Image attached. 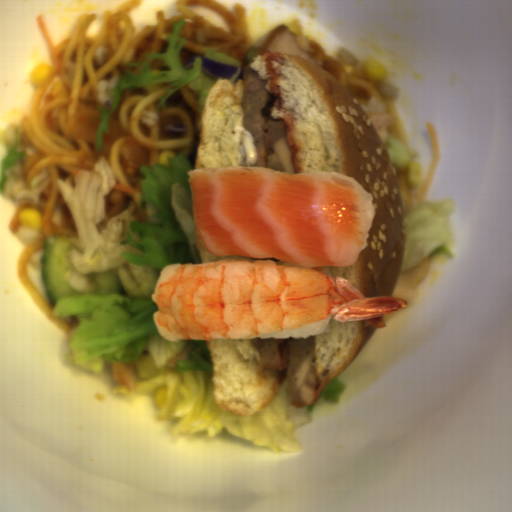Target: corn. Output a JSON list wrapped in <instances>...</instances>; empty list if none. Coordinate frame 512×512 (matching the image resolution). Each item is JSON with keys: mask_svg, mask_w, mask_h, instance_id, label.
I'll list each match as a JSON object with an SVG mask.
<instances>
[{"mask_svg": "<svg viewBox=\"0 0 512 512\" xmlns=\"http://www.w3.org/2000/svg\"><path fill=\"white\" fill-rule=\"evenodd\" d=\"M360 69L367 79L372 82H379L387 79L389 73L382 62L365 60L360 64Z\"/></svg>", "mask_w": 512, "mask_h": 512, "instance_id": "corn-1", "label": "corn"}, {"mask_svg": "<svg viewBox=\"0 0 512 512\" xmlns=\"http://www.w3.org/2000/svg\"><path fill=\"white\" fill-rule=\"evenodd\" d=\"M21 226L29 231H40L42 229V218L40 210L35 208L23 209L19 215Z\"/></svg>", "mask_w": 512, "mask_h": 512, "instance_id": "corn-2", "label": "corn"}, {"mask_svg": "<svg viewBox=\"0 0 512 512\" xmlns=\"http://www.w3.org/2000/svg\"><path fill=\"white\" fill-rule=\"evenodd\" d=\"M50 72L51 66L49 63L42 61L30 71L28 79L31 85L39 87V85L49 76Z\"/></svg>", "mask_w": 512, "mask_h": 512, "instance_id": "corn-3", "label": "corn"}, {"mask_svg": "<svg viewBox=\"0 0 512 512\" xmlns=\"http://www.w3.org/2000/svg\"><path fill=\"white\" fill-rule=\"evenodd\" d=\"M407 182L410 187H418L420 184L419 164L410 162L407 164Z\"/></svg>", "mask_w": 512, "mask_h": 512, "instance_id": "corn-4", "label": "corn"}]
</instances>
